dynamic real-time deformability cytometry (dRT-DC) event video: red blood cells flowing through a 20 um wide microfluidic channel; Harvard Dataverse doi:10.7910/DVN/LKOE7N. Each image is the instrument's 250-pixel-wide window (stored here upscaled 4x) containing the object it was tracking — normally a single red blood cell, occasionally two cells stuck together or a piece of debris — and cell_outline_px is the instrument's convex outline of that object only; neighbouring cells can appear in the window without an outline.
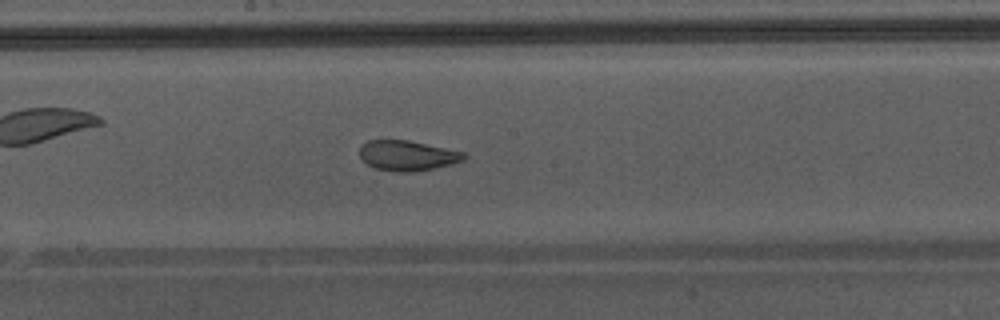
{"species": "Egyptian fruit bat (a non-hibernating species)", "species_latin": "Rousettus aegyptiacus", "temperature_condition": "warm", "stored_images_in_passage": 49, "camera_frame_rate_fps": 3000, "um_per_image_px": 0.085, "animal": {"sex": "male"}, "frame": {"image": 1, "passage_image": 28, "time_ms": 9.0, "image_size_px": [1000, 320], "cell_outline_px": [[468, 156], [464, 160], [452, 164], [436, 168], [412, 172], [396, 172], [376, 168], [368, 164], [360, 156], [360, 148], [368, 140], [408, 140], [464, 152]], "centroid_in_image_um": [34.67, 13.23], "position_along_channel_um": 213.5, "area_um2": 18.26}, "authors_computed_cell_mechanics": {"area_um2": 23.1778, "velocity_mm_per_s": 4.358, "shape_relaxation_time_tau1_ms": 6.533, "shape_relaxation_time_tau2_ms": 0.9516, "deformation_change_tau1": 0.1711, "deformation_change_tau2": 0.0745}}